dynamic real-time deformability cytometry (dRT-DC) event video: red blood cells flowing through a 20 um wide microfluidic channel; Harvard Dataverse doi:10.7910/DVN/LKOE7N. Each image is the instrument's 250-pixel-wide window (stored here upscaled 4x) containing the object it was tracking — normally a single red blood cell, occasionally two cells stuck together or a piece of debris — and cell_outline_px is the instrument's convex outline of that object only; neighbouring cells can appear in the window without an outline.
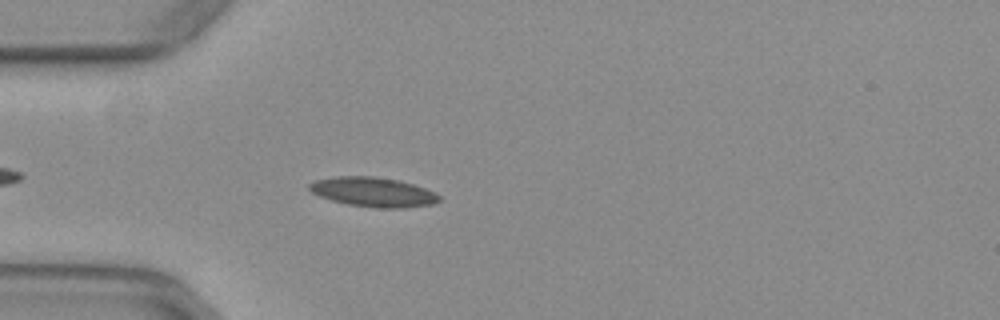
{"species": "common noctule bat (a hibernating species)", "species_latin": "Nyctalus noctula", "temperature_condition": "warm", "stored_images_in_passage": 42, "camera_frame_rate_fps": 3000, "um_per_image_px": 0.085, "animal": {"sex": "female", "body_mass_g": 29.2, "forearm_length_mm": 56.3}, "frame": {"image": 1, "passage_image": 5, "time_ms": 1.333, "image_size_px": [1000, 320], "cell_outline_px": [[440, 200], [432, 204], [404, 208], [376, 208], [348, 204], [332, 200], [320, 196], [312, 192], [308, 188], [308, 184], [316, 180], [332, 176], [376, 176], [400, 180], [436, 192], [440, 196]], "centroid_in_image_um": [31.72, 16.31], "position_along_channel_um": 53.3, "area_um2": 22.43}}
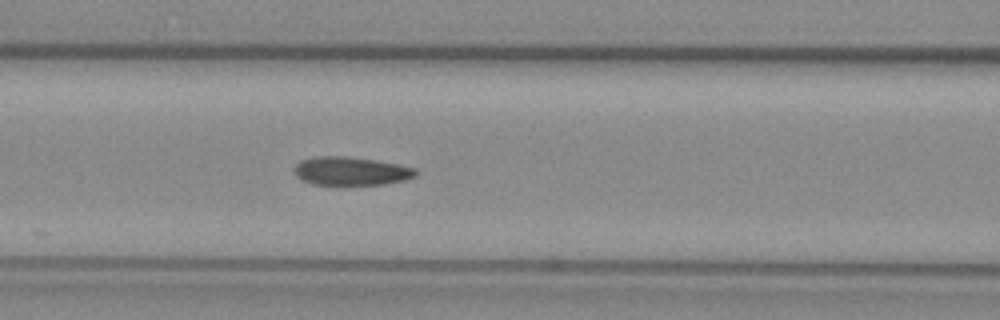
{"frame": {"image": 2, "passage_image": 12, "time_ms": 3.667, "image_size_px": [1000, 320], "cell_outline_px": [[416, 176], [404, 180], [384, 184], [340, 188], [312, 184], [300, 180], [296, 176], [292, 168], [300, 160], [316, 156], [344, 156], [376, 160], [400, 164], [416, 168]], "centroid_in_image_um": [29.78, 14.59], "position_along_channel_um": 136.8, "area_um2": 21.27}}
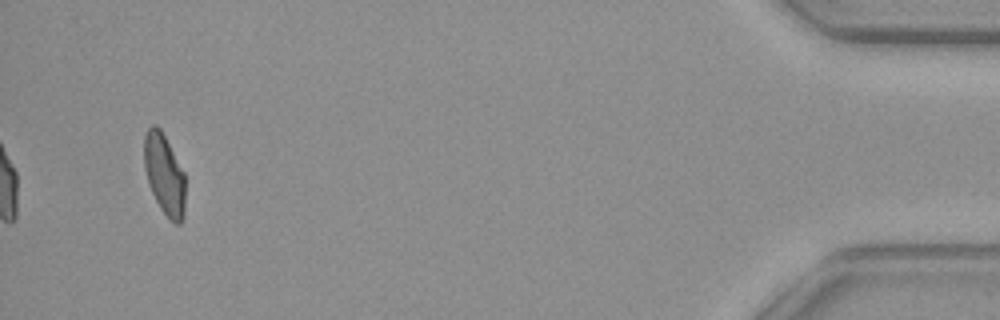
{"frame": {"image": 3, "passage_image": 40, "time_ms": 13.0, "image_size_px": [1000, 320], "cell_outline_px": [[184, 216], [180, 224], [176, 224], [160, 208], [148, 184], [144, 168], [144, 136], [148, 128], [152, 124], [156, 124], [160, 128], [184, 172]], "centroid_in_image_um": [13.95, 14.8], "position_along_channel_um": 421.3, "area_um2": 19.19}, "authors_computed_cell_mechanics": {"area_um2": 20.3745, "velocity_mm_per_s": 3.9385, "shape_relaxation_time_tau1_ms": null, "shape_relaxation_time_tau2_ms": 2.4922, "deformation_change_tau1": null, "deformation_change_tau2": 0.0779}}